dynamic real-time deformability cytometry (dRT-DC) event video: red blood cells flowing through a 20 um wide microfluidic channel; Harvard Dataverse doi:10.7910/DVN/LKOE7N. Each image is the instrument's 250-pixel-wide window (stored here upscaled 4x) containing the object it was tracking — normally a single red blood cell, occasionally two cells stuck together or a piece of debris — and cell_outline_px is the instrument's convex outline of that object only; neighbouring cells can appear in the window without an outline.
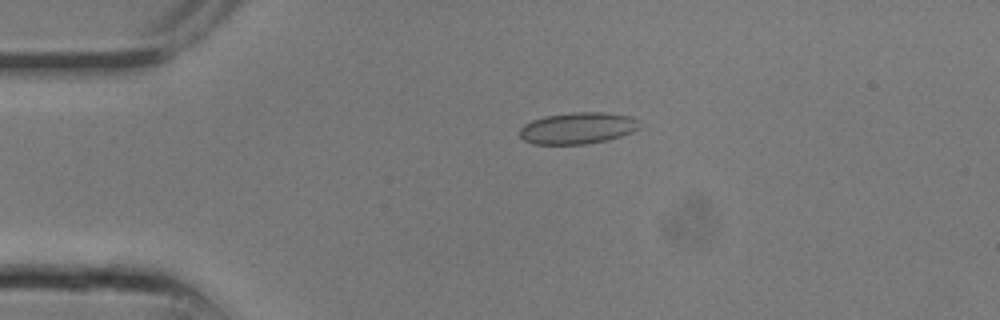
{"species": "common noctule bat (a hibernating species)", "species_latin": "Nyctalus noctula", "temperature_condition": "room temperature", "stored_images_in_passage": 7, "camera_frame_rate_fps": 3000, "um_per_image_px": 0.085, "animal": {"sex": "male", "body_mass_g": 13.3}, "frame": {"image": 1, "passage_image": 5, "time_ms": 1.333, "image_size_px": [1000, 320], "cell_outline_px": [[640, 128], [632, 132], [620, 136], [604, 140], [584, 144], [532, 144], [524, 140], [520, 136], [520, 128], [524, 124], [532, 120], [544, 116], [572, 112], [604, 112], [632, 116], [640, 120]], "centroid_in_image_um": [49.12, 10.88], "position_along_channel_um": 35.9, "area_um2": 22.14}}